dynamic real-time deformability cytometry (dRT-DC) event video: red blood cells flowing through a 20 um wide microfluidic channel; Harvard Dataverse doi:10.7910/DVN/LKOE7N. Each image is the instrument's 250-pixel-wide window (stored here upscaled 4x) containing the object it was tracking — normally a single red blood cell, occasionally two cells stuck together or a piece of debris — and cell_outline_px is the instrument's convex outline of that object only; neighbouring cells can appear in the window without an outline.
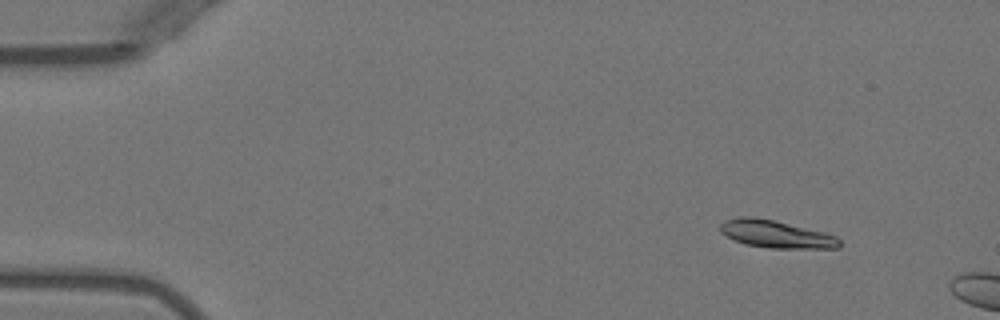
{"species": "Egyptian fruit bat (a non-hibernating species)", "species_latin": "Rousettus aegyptiacus", "temperature_condition": "warm", "stored_images_in_passage": 6, "camera_frame_rate_fps": 3000, "um_per_image_px": 0.085, "animal": {"sex": "female"}, "frame": {"image": 1, "passage_image": 2, "time_ms": 1.333, "image_size_px": [1000, 320], "cell_outline_px": [[840, 248], [768, 248], [744, 244], [720, 232], [720, 224], [724, 220], [740, 216], [752, 216], [772, 220], [824, 232], [836, 236], [840, 240]], "centroid_in_image_um": [65.95, 19.9], "position_along_channel_um": 19.1, "area_um2": 19.02}}
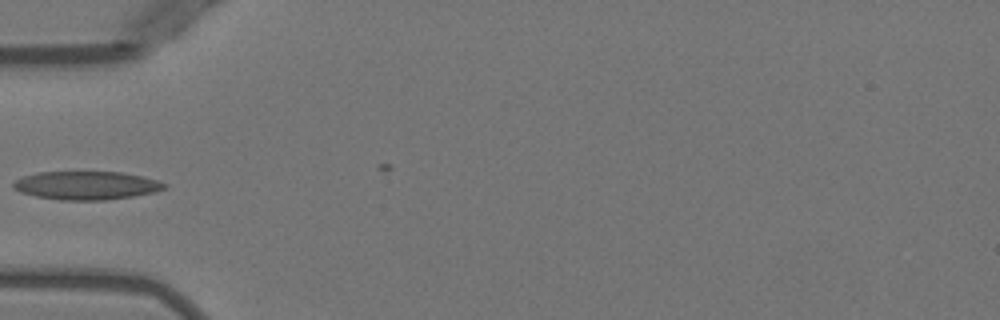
{"frame": {"image": 2, "passage_image": 5, "time_ms": 8.333, "image_size_px": [1000, 320], "cell_outline_px": [[168, 184], [164, 188], [156, 192], [132, 196], [104, 200], [60, 200], [36, 196], [20, 192], [12, 188], [12, 184], [16, 180], [24, 176], [36, 172], [124, 172], [156, 180]], "centroid_in_image_um": [7.32, 15.76], "position_along_channel_um": 77.7, "area_um2": 24.91}}